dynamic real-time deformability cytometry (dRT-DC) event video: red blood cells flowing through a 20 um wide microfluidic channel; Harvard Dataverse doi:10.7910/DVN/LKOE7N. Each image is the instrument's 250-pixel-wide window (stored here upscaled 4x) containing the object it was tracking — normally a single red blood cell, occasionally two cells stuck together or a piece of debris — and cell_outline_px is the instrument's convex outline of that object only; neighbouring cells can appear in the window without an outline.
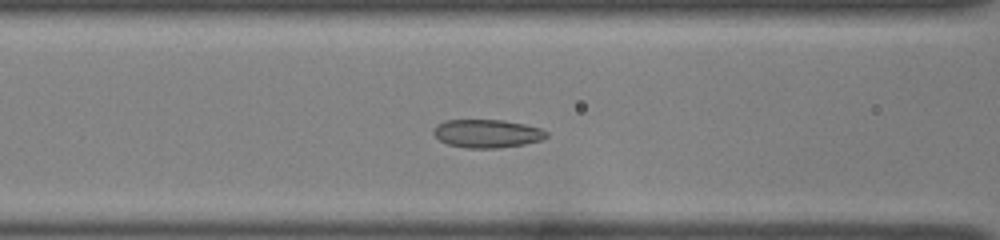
{"species": "common noctule bat (a hibernating species)", "species_latin": "Nyctalus noctula", "temperature_condition": "room temperature", "stored_images_in_passage": 46, "segment_of_instrument_passage": [1, 2], "camera_frame_rate_fps": 3000, "um_per_image_px": 0.085, "animal": {"sex": "female", "body_mass_g": 22.0, "forearm_length_mm": 56.7}, "frame": {"image": 1, "passage_image": 17, "time_ms": 5.333, "image_size_px": [1000, 240], "cell_outline_px": [[548, 136], [544, 140], [524, 144], [496, 148], [464, 148], [448, 144], [440, 140], [432, 132], [432, 128], [436, 124], [444, 120], [504, 120], [524, 124], [540, 128], [548, 132]], "centroid_in_image_um": [41.4, 11.35], "position_along_channel_um": 125.2, "area_um2": 18.79}}
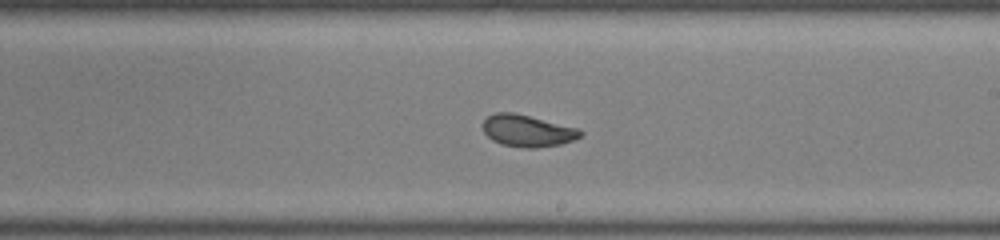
{"frame": {"image": 2, "passage_image": 26, "time_ms": 8.333, "image_size_px": [1000, 240], "cell_outline_px": [[584, 132], [580, 136], [572, 140], [560, 144], [536, 148], [524, 148], [500, 144], [492, 140], [484, 132], [484, 120], [488, 116], [496, 112], [512, 112], [580, 128]], "centroid_in_image_um": [44.84, 11.12], "position_along_channel_um": 244.2, "area_um2": 18.03}}
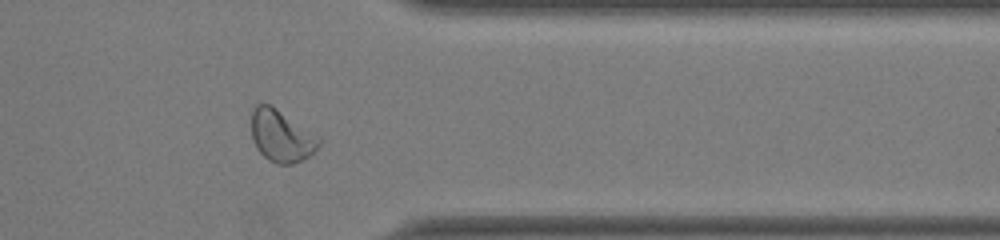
{"frame": {"image": 3, "passage_image": 37, "time_ms": 12.0, "image_size_px": [1000, 240], "cell_outline_px": [[320, 144], [308, 156], [292, 164], [276, 164], [268, 160], [256, 148], [252, 136], [252, 112], [256, 104], [272, 104], [320, 140]], "centroid_in_image_um": [23.85, 11.56], "position_along_channel_um": 387.5, "area_um2": 19.83}}